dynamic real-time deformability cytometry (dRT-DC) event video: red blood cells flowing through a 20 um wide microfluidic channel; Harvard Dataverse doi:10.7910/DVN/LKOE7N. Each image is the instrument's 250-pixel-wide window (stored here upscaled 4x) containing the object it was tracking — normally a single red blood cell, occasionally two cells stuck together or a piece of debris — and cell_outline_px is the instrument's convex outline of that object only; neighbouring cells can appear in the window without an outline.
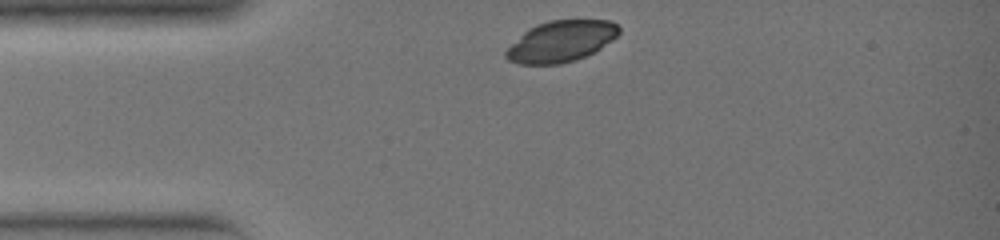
{"species": "common noctule bat (a hibernating species)", "species_latin": "Nyctalus noctula", "temperature_condition": "warm", "stored_images_in_passage": 24, "camera_frame_rate_fps": 3000, "um_per_image_px": 0.085, "animal": {"sex": "female", "body_mass_g": 19.0, "forearm_length_mm": 51.5}, "frame": {"image": 1, "passage_image": 1, "time_ms": 0.0, "image_size_px": [1000, 240], "cell_outline_px": [[620, 32], [612, 40], [600, 48], [576, 60], [560, 64], [520, 64], [508, 60], [504, 56], [504, 52], [528, 28], [536, 24], [548, 20], [612, 20], [620, 28]], "centroid_in_image_um": [47.68, 3.5], "position_along_channel_um": 37.3, "area_um2": 26.99}}
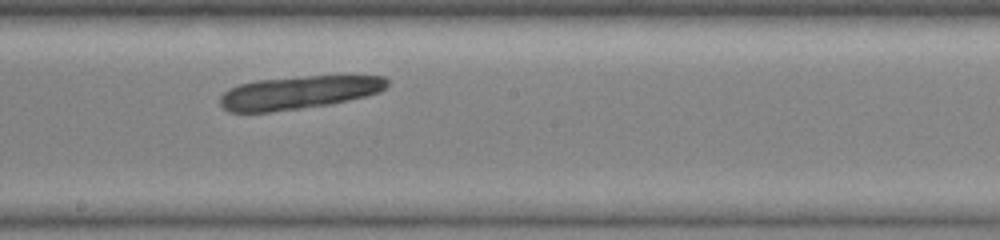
{"frame": {"image": 2, "passage_image": 13, "time_ms": 4.0, "image_size_px": [1000, 240], "cell_outline_px": [[388, 84], [380, 92], [348, 100], [328, 104], [272, 112], [228, 112], [220, 104], [220, 96], [228, 88], [240, 84], [256, 80], [296, 76], [388, 76]], "centroid_in_image_um": [25.36, 7.85], "position_along_channel_um": 222.8, "area_um2": 32.25}}
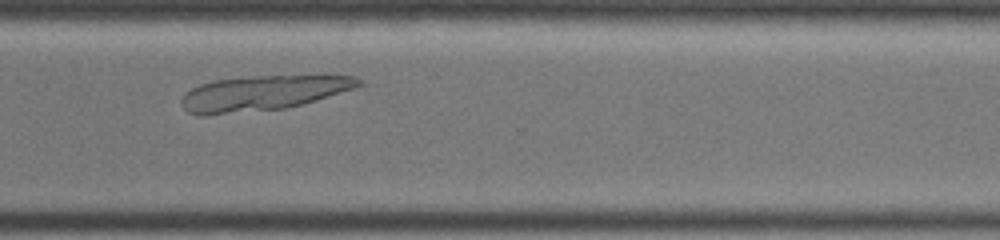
{"frame": {"image": 3, "passage_image": 20, "time_ms": 6.333, "image_size_px": [1000, 240], "cell_outline_px": [[364, 84], [356, 88], [316, 100], [284, 108], [208, 116], [200, 116], [188, 112], [180, 104], [180, 100], [192, 88], [200, 84], [216, 80], [252, 76], [356, 76]], "centroid_in_image_um": [22.31, 7.92], "position_along_channel_um": 348.3, "area_um2": 35.89}}